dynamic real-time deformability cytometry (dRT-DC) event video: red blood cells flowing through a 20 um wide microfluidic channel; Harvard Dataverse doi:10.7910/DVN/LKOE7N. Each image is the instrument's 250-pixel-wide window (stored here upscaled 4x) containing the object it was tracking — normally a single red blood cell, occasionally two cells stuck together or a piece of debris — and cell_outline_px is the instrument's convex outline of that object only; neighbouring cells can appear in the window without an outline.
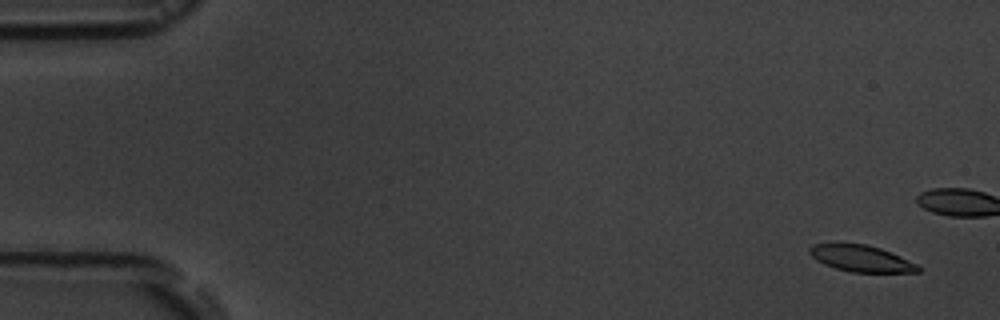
{"species": "common noctule bat (a hibernating species)", "species_latin": "Nyctalus noctula", "temperature_condition": "room temperature", "stored_images_in_passage": 5, "camera_frame_rate_fps": 3000, "um_per_image_px": 0.085, "animal": {"sex": "male", "body_mass_g": 19.5, "forearm_length_mm": 54.6}, "frame": {"image": 1, "passage_image": 1, "time_ms": 0.0, "image_size_px": [1000, 320], "cell_outline_px": [[920, 272], [852, 272], [836, 268], [824, 264], [816, 260], [808, 252], [808, 248], [812, 244], [836, 240], [868, 244], [880, 248], [900, 256], [916, 264], [920, 268]], "centroid_in_image_um": [73.09, 21.91], "position_along_channel_um": 11.9, "area_um2": 17.34}}